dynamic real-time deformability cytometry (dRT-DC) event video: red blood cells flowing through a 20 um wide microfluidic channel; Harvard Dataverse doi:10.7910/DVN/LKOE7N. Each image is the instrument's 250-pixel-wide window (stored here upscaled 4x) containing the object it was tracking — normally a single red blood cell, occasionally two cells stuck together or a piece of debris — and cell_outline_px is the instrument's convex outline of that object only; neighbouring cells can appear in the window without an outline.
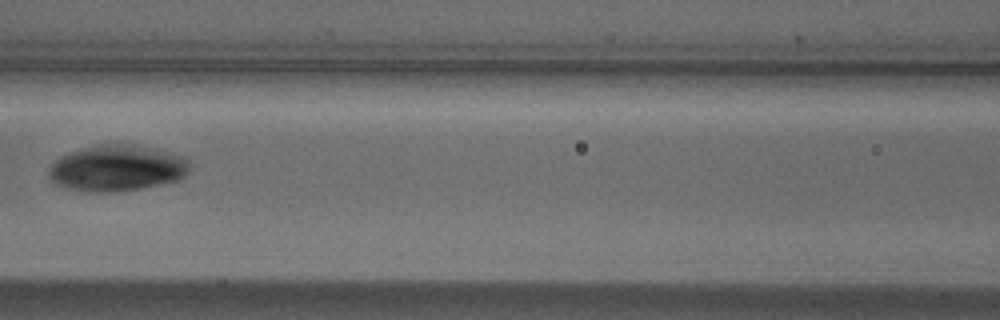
{"species": "Egyptian fruit bat (a non-hibernating species)", "species_latin": "Rousettus aegyptiacus", "temperature_condition": "cold", "stored_images_in_passage": 7, "camera_frame_rate_fps": 3000, "um_per_image_px": 0.085, "animal": {"sex": "male"}, "frame": {"image": 1, "passage_image": 7, "time_ms": 2.0, "image_size_px": [1000, 320], "cell_outline_px": [[188, 172], [180, 180], [140, 188], [116, 192], [88, 192], [64, 188], [56, 184], [48, 176], [48, 172], [52, 164], [60, 156], [84, 148], [100, 144], [132, 144], [184, 156], [188, 160]], "centroid_in_image_um": [9.92, 14.31], "position_along_channel_um": 156.7, "area_um2": 37.69}}